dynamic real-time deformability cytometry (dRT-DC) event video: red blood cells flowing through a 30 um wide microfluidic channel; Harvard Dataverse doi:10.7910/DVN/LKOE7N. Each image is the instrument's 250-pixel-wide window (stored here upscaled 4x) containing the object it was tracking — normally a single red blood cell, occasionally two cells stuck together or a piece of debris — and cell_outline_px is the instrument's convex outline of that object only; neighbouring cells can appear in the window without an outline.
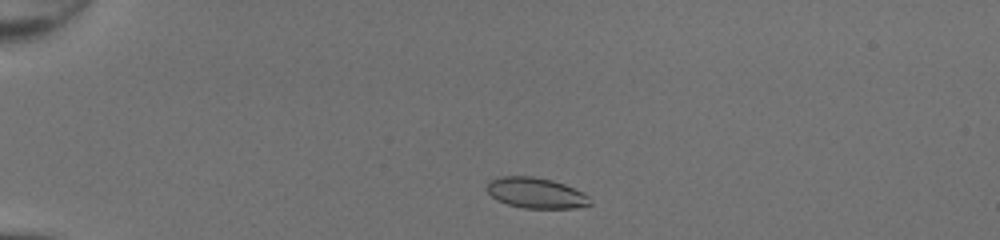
{"species": "common noctule bat (a hibernating species)", "species_latin": "Nyctalus noctula", "temperature_condition": "room temperature", "stored_images_in_passage": 40, "camera_frame_rate_fps": 3000, "um_per_image_px": 0.085, "animal": {"sex": "female", "body_mass_g": 20.0, "forearm_length_mm": 54.0}, "frame": {"image": 1, "passage_image": 3, "time_ms": 0.667, "image_size_px": [1000, 240], "cell_outline_px": [[592, 204], [576, 208], [524, 208], [508, 204], [496, 200], [484, 188], [488, 180], [500, 176], [532, 176], [552, 180], [564, 184], [584, 192], [588, 196]], "centroid_in_image_um": [45.52, 16.39], "position_along_channel_um": 39.5, "area_um2": 18.61}}
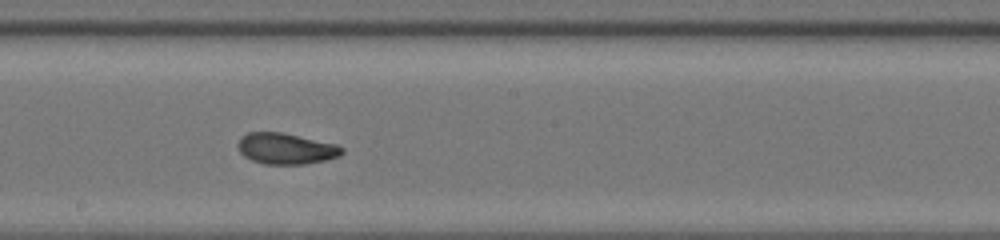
{"frame": {"image": 2, "passage_image": 20, "time_ms": 6.333, "image_size_px": [1000, 240], "cell_outline_px": [[344, 152], [340, 156], [324, 160], [304, 164], [264, 164], [252, 160], [244, 156], [240, 152], [236, 144], [240, 136], [248, 132], [280, 132], [336, 144], [344, 148]], "centroid_in_image_um": [24.27, 12.63], "position_along_channel_um": 223.9, "area_um2": 18.84}}
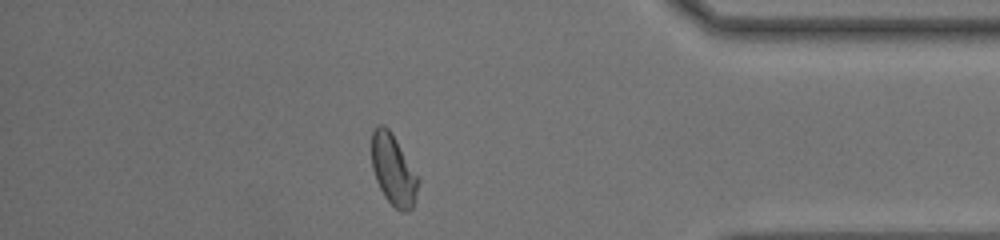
{"frame": {"image": 3, "passage_image": 34, "time_ms": 11.0, "image_size_px": [1000, 240], "cell_outline_px": [[420, 180], [416, 196], [412, 208], [408, 212], [400, 212], [384, 196], [376, 180], [372, 168], [372, 128], [376, 124], [384, 124], [388, 128], [396, 140]], "centroid_in_image_um": [33.42, 14.44], "position_along_channel_um": 401.8, "area_um2": 19.13}, "authors_computed_cell_mechanics": {"area_um2": 19.0451, "velocity_mm_per_s": 4.3328, "shape_relaxation_time_tau1_ms": 5.3753, "shape_relaxation_time_tau2_ms": 1.2541, "deformation_change_tau1": 0.1503, "deformation_change_tau2": 0.0567}}